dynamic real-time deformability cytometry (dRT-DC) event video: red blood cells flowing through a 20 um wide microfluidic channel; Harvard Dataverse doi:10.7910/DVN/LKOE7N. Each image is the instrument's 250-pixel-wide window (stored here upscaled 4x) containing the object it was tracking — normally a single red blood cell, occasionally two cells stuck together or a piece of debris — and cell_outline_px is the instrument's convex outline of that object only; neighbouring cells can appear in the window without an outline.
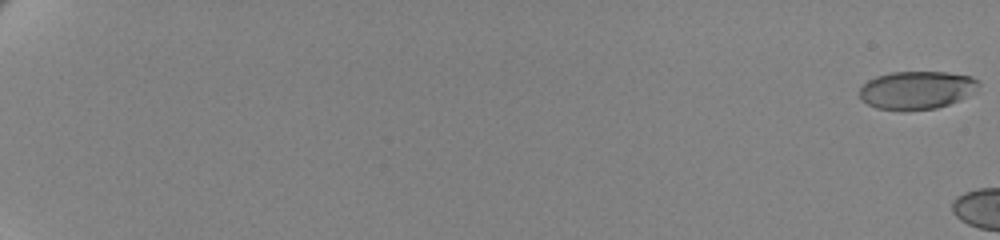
{"species": "human", "species_latin": "Homo sapiens", "temperature_condition": "cold", "stored_images_in_passage": 29, "camera_frame_rate_fps": 3000, "um_per_image_px": 0.085, "donor": {"sex": "female"}, "frame": {"image": 1, "passage_image": 1, "time_ms": 0.0, "image_size_px": [1000, 240], "cell_outline_px": [[980, 84], [968, 96], [960, 100], [936, 108], [908, 112], [876, 108], [860, 100], [860, 88], [868, 80], [876, 76], [892, 72], [944, 72], [972, 76], [980, 80]], "centroid_in_image_um": [77.91, 7.67], "position_along_channel_um": 7.1, "area_um2": 26.76}}
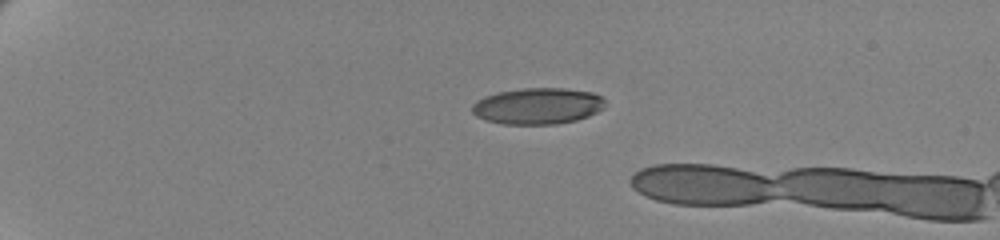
{"frame": {"image": 2, "passage_image": 18, "time_ms": 5.667, "image_size_px": [1000, 240], "cell_outline_px": [[604, 108], [588, 116], [576, 120], [556, 124], [500, 124], [484, 120], [476, 116], [472, 112], [472, 104], [476, 100], [484, 96], [500, 92], [524, 88], [564, 88], [592, 92], [600, 96], [604, 100]], "centroid_in_image_um": [45.67, 9.02], "position_along_channel_um": 39.3, "area_um2": 28.21}}
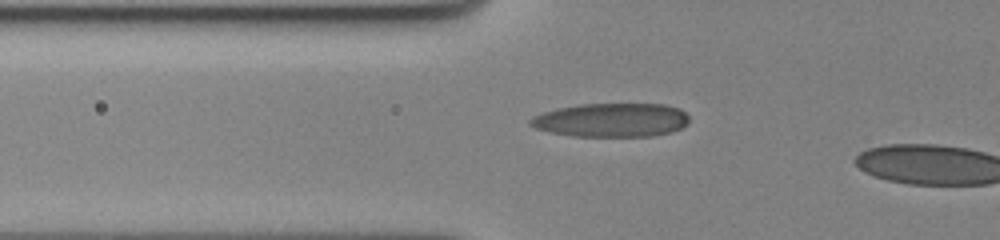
{"frame": {"image": 3, "passage_image": 27, "time_ms": 8.667, "image_size_px": [1000, 240], "cell_outline_px": [[688, 124], [672, 132], [652, 136], [572, 136], [552, 132], [536, 128], [528, 124], [528, 120], [532, 116], [556, 108], [580, 104], [664, 104], [680, 108], [688, 116]], "centroid_in_image_um": [51.97, 10.2], "position_along_channel_um": 73.8, "area_um2": 31.39}}